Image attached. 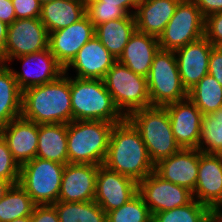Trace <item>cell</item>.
Here are the masks:
<instances>
[{"instance_id":"6da1fadb","label":"cell","mask_w":222,"mask_h":222,"mask_svg":"<svg viewBox=\"0 0 222 222\" xmlns=\"http://www.w3.org/2000/svg\"><path fill=\"white\" fill-rule=\"evenodd\" d=\"M103 165L137 183L154 172L140 132L127 118L114 125Z\"/></svg>"},{"instance_id":"7a4b0ae2","label":"cell","mask_w":222,"mask_h":222,"mask_svg":"<svg viewBox=\"0 0 222 222\" xmlns=\"http://www.w3.org/2000/svg\"><path fill=\"white\" fill-rule=\"evenodd\" d=\"M21 116L37 124L70 123L72 105L68 73L47 84L22 91Z\"/></svg>"},{"instance_id":"3957f363","label":"cell","mask_w":222,"mask_h":222,"mask_svg":"<svg viewBox=\"0 0 222 222\" xmlns=\"http://www.w3.org/2000/svg\"><path fill=\"white\" fill-rule=\"evenodd\" d=\"M72 121L120 123L125 117L116 108L102 79L70 77Z\"/></svg>"},{"instance_id":"277c9868","label":"cell","mask_w":222,"mask_h":222,"mask_svg":"<svg viewBox=\"0 0 222 222\" xmlns=\"http://www.w3.org/2000/svg\"><path fill=\"white\" fill-rule=\"evenodd\" d=\"M107 121L73 120L67 124L69 163L102 165L114 125Z\"/></svg>"},{"instance_id":"5b68a950","label":"cell","mask_w":222,"mask_h":222,"mask_svg":"<svg viewBox=\"0 0 222 222\" xmlns=\"http://www.w3.org/2000/svg\"><path fill=\"white\" fill-rule=\"evenodd\" d=\"M127 119L140 132L154 165L181 149L175 141L165 107L151 106L139 109L132 112Z\"/></svg>"},{"instance_id":"8992f818","label":"cell","mask_w":222,"mask_h":222,"mask_svg":"<svg viewBox=\"0 0 222 222\" xmlns=\"http://www.w3.org/2000/svg\"><path fill=\"white\" fill-rule=\"evenodd\" d=\"M102 80L116 108L125 118L136 110L151 107L147 78L118 61Z\"/></svg>"},{"instance_id":"52a82bcc","label":"cell","mask_w":222,"mask_h":222,"mask_svg":"<svg viewBox=\"0 0 222 222\" xmlns=\"http://www.w3.org/2000/svg\"><path fill=\"white\" fill-rule=\"evenodd\" d=\"M146 78L151 106L164 107L188 98V92L180 79L174 51L159 49Z\"/></svg>"},{"instance_id":"ba28073f","label":"cell","mask_w":222,"mask_h":222,"mask_svg":"<svg viewBox=\"0 0 222 222\" xmlns=\"http://www.w3.org/2000/svg\"><path fill=\"white\" fill-rule=\"evenodd\" d=\"M65 164L35 157L21 165L18 183L36 205L58 201Z\"/></svg>"},{"instance_id":"9c48e42d","label":"cell","mask_w":222,"mask_h":222,"mask_svg":"<svg viewBox=\"0 0 222 222\" xmlns=\"http://www.w3.org/2000/svg\"><path fill=\"white\" fill-rule=\"evenodd\" d=\"M205 18L192 0H181L163 33L160 49L175 51L204 37Z\"/></svg>"},{"instance_id":"30bf717a","label":"cell","mask_w":222,"mask_h":222,"mask_svg":"<svg viewBox=\"0 0 222 222\" xmlns=\"http://www.w3.org/2000/svg\"><path fill=\"white\" fill-rule=\"evenodd\" d=\"M49 33L39 18L16 19L8 25L7 38L0 63L48 48Z\"/></svg>"},{"instance_id":"8fae6325","label":"cell","mask_w":222,"mask_h":222,"mask_svg":"<svg viewBox=\"0 0 222 222\" xmlns=\"http://www.w3.org/2000/svg\"><path fill=\"white\" fill-rule=\"evenodd\" d=\"M138 193L148 206L151 215L184 206L194 200L192 191L163 180L155 172L138 183Z\"/></svg>"},{"instance_id":"7c38bea8","label":"cell","mask_w":222,"mask_h":222,"mask_svg":"<svg viewBox=\"0 0 222 222\" xmlns=\"http://www.w3.org/2000/svg\"><path fill=\"white\" fill-rule=\"evenodd\" d=\"M138 193V183L106 166L99 165L94 201L107 213L118 209Z\"/></svg>"},{"instance_id":"4fadbf2b","label":"cell","mask_w":222,"mask_h":222,"mask_svg":"<svg viewBox=\"0 0 222 222\" xmlns=\"http://www.w3.org/2000/svg\"><path fill=\"white\" fill-rule=\"evenodd\" d=\"M168 111L176 143L182 149H198L202 112L189 99L164 106Z\"/></svg>"},{"instance_id":"5bb4252c","label":"cell","mask_w":222,"mask_h":222,"mask_svg":"<svg viewBox=\"0 0 222 222\" xmlns=\"http://www.w3.org/2000/svg\"><path fill=\"white\" fill-rule=\"evenodd\" d=\"M95 36V27L85 15L68 27L49 33L48 48L65 68L78 51Z\"/></svg>"},{"instance_id":"9a60e30c","label":"cell","mask_w":222,"mask_h":222,"mask_svg":"<svg viewBox=\"0 0 222 222\" xmlns=\"http://www.w3.org/2000/svg\"><path fill=\"white\" fill-rule=\"evenodd\" d=\"M193 198L211 210L222 207V154L202 153Z\"/></svg>"},{"instance_id":"2e32d148","label":"cell","mask_w":222,"mask_h":222,"mask_svg":"<svg viewBox=\"0 0 222 222\" xmlns=\"http://www.w3.org/2000/svg\"><path fill=\"white\" fill-rule=\"evenodd\" d=\"M99 165L67 163L63 170L58 201H93Z\"/></svg>"},{"instance_id":"e0dca14e","label":"cell","mask_w":222,"mask_h":222,"mask_svg":"<svg viewBox=\"0 0 222 222\" xmlns=\"http://www.w3.org/2000/svg\"><path fill=\"white\" fill-rule=\"evenodd\" d=\"M213 47L205 37H202L174 51L180 79L187 92L208 74Z\"/></svg>"},{"instance_id":"ac0fdd59","label":"cell","mask_w":222,"mask_h":222,"mask_svg":"<svg viewBox=\"0 0 222 222\" xmlns=\"http://www.w3.org/2000/svg\"><path fill=\"white\" fill-rule=\"evenodd\" d=\"M14 59L22 61L23 69H25L23 72H18L11 68L21 91L33 86L47 84L64 74V67L57 61L49 48L37 53L22 55L13 58V60ZM30 64L31 66H35L33 72L25 68L27 65V67H29Z\"/></svg>"},{"instance_id":"d6986e66","label":"cell","mask_w":222,"mask_h":222,"mask_svg":"<svg viewBox=\"0 0 222 222\" xmlns=\"http://www.w3.org/2000/svg\"><path fill=\"white\" fill-rule=\"evenodd\" d=\"M199 149H180L177 153L160 160L154 172L163 180L194 191L198 178Z\"/></svg>"},{"instance_id":"ffe728a7","label":"cell","mask_w":222,"mask_h":222,"mask_svg":"<svg viewBox=\"0 0 222 222\" xmlns=\"http://www.w3.org/2000/svg\"><path fill=\"white\" fill-rule=\"evenodd\" d=\"M38 132L39 124L22 116L0 129V135L20 166L36 157Z\"/></svg>"},{"instance_id":"44dd1931","label":"cell","mask_w":222,"mask_h":222,"mask_svg":"<svg viewBox=\"0 0 222 222\" xmlns=\"http://www.w3.org/2000/svg\"><path fill=\"white\" fill-rule=\"evenodd\" d=\"M117 60L103 46L100 40L92 37L64 68V73L72 67L78 78L103 79L107 71Z\"/></svg>"},{"instance_id":"7402d4cb","label":"cell","mask_w":222,"mask_h":222,"mask_svg":"<svg viewBox=\"0 0 222 222\" xmlns=\"http://www.w3.org/2000/svg\"><path fill=\"white\" fill-rule=\"evenodd\" d=\"M159 49L157 37L136 30L117 61L134 73L147 77Z\"/></svg>"},{"instance_id":"603a6c76","label":"cell","mask_w":222,"mask_h":222,"mask_svg":"<svg viewBox=\"0 0 222 222\" xmlns=\"http://www.w3.org/2000/svg\"><path fill=\"white\" fill-rule=\"evenodd\" d=\"M181 0H141L134 13L137 31L159 36Z\"/></svg>"},{"instance_id":"cb8c5ba5","label":"cell","mask_w":222,"mask_h":222,"mask_svg":"<svg viewBox=\"0 0 222 222\" xmlns=\"http://www.w3.org/2000/svg\"><path fill=\"white\" fill-rule=\"evenodd\" d=\"M85 15V0H53L41 5L39 19L50 33L70 26Z\"/></svg>"},{"instance_id":"d4e9b609","label":"cell","mask_w":222,"mask_h":222,"mask_svg":"<svg viewBox=\"0 0 222 222\" xmlns=\"http://www.w3.org/2000/svg\"><path fill=\"white\" fill-rule=\"evenodd\" d=\"M36 157L61 164L69 163L67 152V124H39Z\"/></svg>"},{"instance_id":"484cf974","label":"cell","mask_w":222,"mask_h":222,"mask_svg":"<svg viewBox=\"0 0 222 222\" xmlns=\"http://www.w3.org/2000/svg\"><path fill=\"white\" fill-rule=\"evenodd\" d=\"M137 30L134 15L110 20L95 27V36L117 60L131 36Z\"/></svg>"},{"instance_id":"4316f807","label":"cell","mask_w":222,"mask_h":222,"mask_svg":"<svg viewBox=\"0 0 222 222\" xmlns=\"http://www.w3.org/2000/svg\"><path fill=\"white\" fill-rule=\"evenodd\" d=\"M22 91L18 87L12 69L0 63V129L21 116Z\"/></svg>"},{"instance_id":"83f0119b","label":"cell","mask_w":222,"mask_h":222,"mask_svg":"<svg viewBox=\"0 0 222 222\" xmlns=\"http://www.w3.org/2000/svg\"><path fill=\"white\" fill-rule=\"evenodd\" d=\"M35 205L19 183L13 184L0 200V222L31 216Z\"/></svg>"},{"instance_id":"f1b7e54d","label":"cell","mask_w":222,"mask_h":222,"mask_svg":"<svg viewBox=\"0 0 222 222\" xmlns=\"http://www.w3.org/2000/svg\"><path fill=\"white\" fill-rule=\"evenodd\" d=\"M188 98L203 115L211 114L222 107V86L207 74L188 91Z\"/></svg>"},{"instance_id":"f546056e","label":"cell","mask_w":222,"mask_h":222,"mask_svg":"<svg viewBox=\"0 0 222 222\" xmlns=\"http://www.w3.org/2000/svg\"><path fill=\"white\" fill-rule=\"evenodd\" d=\"M60 222H106V212L94 200L53 204Z\"/></svg>"},{"instance_id":"4dcf8cb0","label":"cell","mask_w":222,"mask_h":222,"mask_svg":"<svg viewBox=\"0 0 222 222\" xmlns=\"http://www.w3.org/2000/svg\"><path fill=\"white\" fill-rule=\"evenodd\" d=\"M198 149L202 153L222 154V107L203 115Z\"/></svg>"},{"instance_id":"1f68e13d","label":"cell","mask_w":222,"mask_h":222,"mask_svg":"<svg viewBox=\"0 0 222 222\" xmlns=\"http://www.w3.org/2000/svg\"><path fill=\"white\" fill-rule=\"evenodd\" d=\"M212 210L193 200L184 206L152 215V222H210Z\"/></svg>"},{"instance_id":"d6a6232c","label":"cell","mask_w":222,"mask_h":222,"mask_svg":"<svg viewBox=\"0 0 222 222\" xmlns=\"http://www.w3.org/2000/svg\"><path fill=\"white\" fill-rule=\"evenodd\" d=\"M106 222H152V215L142 196L137 193L118 209L107 212Z\"/></svg>"},{"instance_id":"836d02e7","label":"cell","mask_w":222,"mask_h":222,"mask_svg":"<svg viewBox=\"0 0 222 222\" xmlns=\"http://www.w3.org/2000/svg\"><path fill=\"white\" fill-rule=\"evenodd\" d=\"M86 15L93 23L97 25L110 21L125 18L128 14L119 6L103 5L99 0H85Z\"/></svg>"},{"instance_id":"e575fe53","label":"cell","mask_w":222,"mask_h":222,"mask_svg":"<svg viewBox=\"0 0 222 222\" xmlns=\"http://www.w3.org/2000/svg\"><path fill=\"white\" fill-rule=\"evenodd\" d=\"M21 166L13 158L7 143L0 135V178L9 181L12 185L19 181Z\"/></svg>"},{"instance_id":"d590c367","label":"cell","mask_w":222,"mask_h":222,"mask_svg":"<svg viewBox=\"0 0 222 222\" xmlns=\"http://www.w3.org/2000/svg\"><path fill=\"white\" fill-rule=\"evenodd\" d=\"M204 37L215 47H222V12L205 18Z\"/></svg>"},{"instance_id":"8d00e7d4","label":"cell","mask_w":222,"mask_h":222,"mask_svg":"<svg viewBox=\"0 0 222 222\" xmlns=\"http://www.w3.org/2000/svg\"><path fill=\"white\" fill-rule=\"evenodd\" d=\"M15 9L16 19L39 18L41 4L38 0H11Z\"/></svg>"},{"instance_id":"74e56055","label":"cell","mask_w":222,"mask_h":222,"mask_svg":"<svg viewBox=\"0 0 222 222\" xmlns=\"http://www.w3.org/2000/svg\"><path fill=\"white\" fill-rule=\"evenodd\" d=\"M31 222H60L53 204L35 205Z\"/></svg>"},{"instance_id":"f35d334b","label":"cell","mask_w":222,"mask_h":222,"mask_svg":"<svg viewBox=\"0 0 222 222\" xmlns=\"http://www.w3.org/2000/svg\"><path fill=\"white\" fill-rule=\"evenodd\" d=\"M208 74L222 86V47H213L208 66Z\"/></svg>"},{"instance_id":"ab89813d","label":"cell","mask_w":222,"mask_h":222,"mask_svg":"<svg viewBox=\"0 0 222 222\" xmlns=\"http://www.w3.org/2000/svg\"><path fill=\"white\" fill-rule=\"evenodd\" d=\"M192 1L200 9V12L204 18L213 13L222 12V0H192Z\"/></svg>"},{"instance_id":"60d3db41","label":"cell","mask_w":222,"mask_h":222,"mask_svg":"<svg viewBox=\"0 0 222 222\" xmlns=\"http://www.w3.org/2000/svg\"><path fill=\"white\" fill-rule=\"evenodd\" d=\"M0 19L7 25L16 20L15 9L11 0H0Z\"/></svg>"},{"instance_id":"b9f144b4","label":"cell","mask_w":222,"mask_h":222,"mask_svg":"<svg viewBox=\"0 0 222 222\" xmlns=\"http://www.w3.org/2000/svg\"><path fill=\"white\" fill-rule=\"evenodd\" d=\"M103 2V5L110 6H119L121 7L128 15H134L137 6L140 4L141 0H99ZM135 8L134 11H129V8Z\"/></svg>"},{"instance_id":"7bdbcfd3","label":"cell","mask_w":222,"mask_h":222,"mask_svg":"<svg viewBox=\"0 0 222 222\" xmlns=\"http://www.w3.org/2000/svg\"><path fill=\"white\" fill-rule=\"evenodd\" d=\"M7 32H8V25L0 19V56L4 52Z\"/></svg>"},{"instance_id":"ee69618b","label":"cell","mask_w":222,"mask_h":222,"mask_svg":"<svg viewBox=\"0 0 222 222\" xmlns=\"http://www.w3.org/2000/svg\"><path fill=\"white\" fill-rule=\"evenodd\" d=\"M210 222H222V207L212 210Z\"/></svg>"},{"instance_id":"f6af8a7d","label":"cell","mask_w":222,"mask_h":222,"mask_svg":"<svg viewBox=\"0 0 222 222\" xmlns=\"http://www.w3.org/2000/svg\"><path fill=\"white\" fill-rule=\"evenodd\" d=\"M12 186L9 181L0 178V200L4 197L5 193Z\"/></svg>"},{"instance_id":"bcb514c9","label":"cell","mask_w":222,"mask_h":222,"mask_svg":"<svg viewBox=\"0 0 222 222\" xmlns=\"http://www.w3.org/2000/svg\"><path fill=\"white\" fill-rule=\"evenodd\" d=\"M10 222H31L30 216H26L23 218L14 219Z\"/></svg>"},{"instance_id":"7dc6e473","label":"cell","mask_w":222,"mask_h":222,"mask_svg":"<svg viewBox=\"0 0 222 222\" xmlns=\"http://www.w3.org/2000/svg\"><path fill=\"white\" fill-rule=\"evenodd\" d=\"M53 0H38V2L42 5V4H45V3H48V2H51Z\"/></svg>"}]
</instances>
